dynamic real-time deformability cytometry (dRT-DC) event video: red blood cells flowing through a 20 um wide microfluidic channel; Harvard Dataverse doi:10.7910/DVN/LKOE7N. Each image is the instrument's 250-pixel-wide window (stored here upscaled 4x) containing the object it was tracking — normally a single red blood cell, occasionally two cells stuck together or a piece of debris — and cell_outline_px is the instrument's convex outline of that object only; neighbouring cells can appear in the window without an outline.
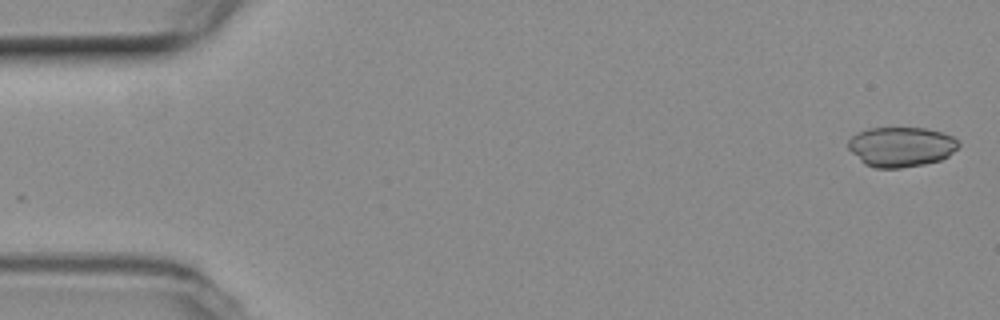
{"species": "common noctule bat (a hibernating species)", "species_latin": "Nyctalus noctula", "temperature_condition": "room temperature", "stored_images_in_passage": 53, "camera_frame_rate_fps": 3000, "um_per_image_px": 0.085, "animal": {"sex": "female", "body_mass_g": 19.3, "forearm_length_mm": 54.1}, "frame": {"image": 1, "passage_image": 1, "time_ms": 0.0, "image_size_px": [1000, 320], "cell_outline_px": [[960, 144], [948, 156], [940, 160], [924, 164], [900, 168], [876, 168], [864, 164], [848, 148], [848, 140], [852, 136], [868, 128], [924, 128], [940, 132], [952, 136]], "centroid_in_image_um": [76.57, 12.48], "position_along_channel_um": 8.4, "area_um2": 25.43}}
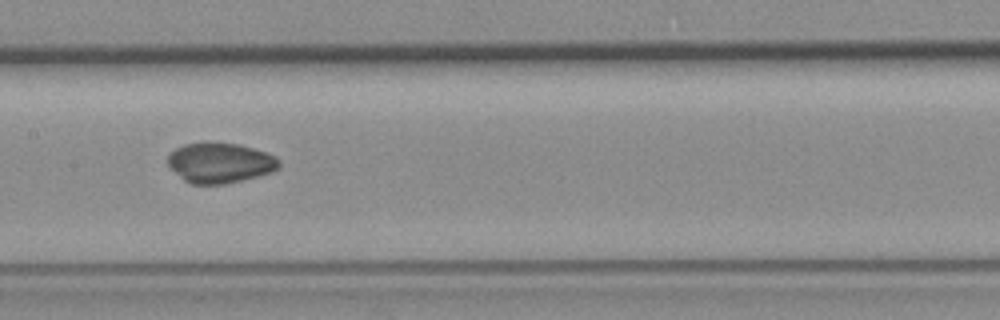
{"frame": {"image": 2, "passage_image": 26, "time_ms": 8.333, "image_size_px": [1000, 320], "cell_outline_px": [[280, 168], [272, 172], [224, 184], [192, 184], [184, 180], [168, 164], [168, 156], [176, 148], [184, 144], [204, 140], [240, 144], [276, 156], [280, 160]], "centroid_in_image_um": [18.71, 13.8], "position_along_channel_um": 188.7, "area_um2": 26.24}}
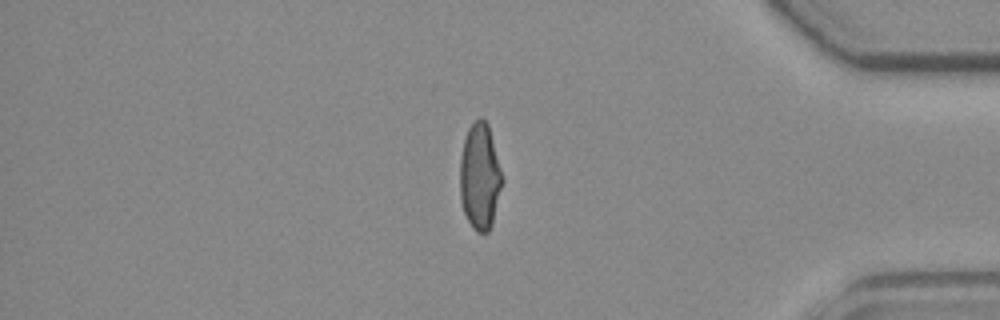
{"frame": {"image": 3, "passage_image": 45, "time_ms": 14.667, "image_size_px": [1000, 320], "cell_outline_px": [[504, 180], [492, 224], [488, 232], [476, 232], [472, 228], [464, 212], [460, 196], [460, 156], [464, 140], [468, 128], [480, 116], [488, 124], [504, 176]], "centroid_in_image_um": [40.81, 15.01], "position_along_channel_um": 394.4, "area_um2": 26.47}}